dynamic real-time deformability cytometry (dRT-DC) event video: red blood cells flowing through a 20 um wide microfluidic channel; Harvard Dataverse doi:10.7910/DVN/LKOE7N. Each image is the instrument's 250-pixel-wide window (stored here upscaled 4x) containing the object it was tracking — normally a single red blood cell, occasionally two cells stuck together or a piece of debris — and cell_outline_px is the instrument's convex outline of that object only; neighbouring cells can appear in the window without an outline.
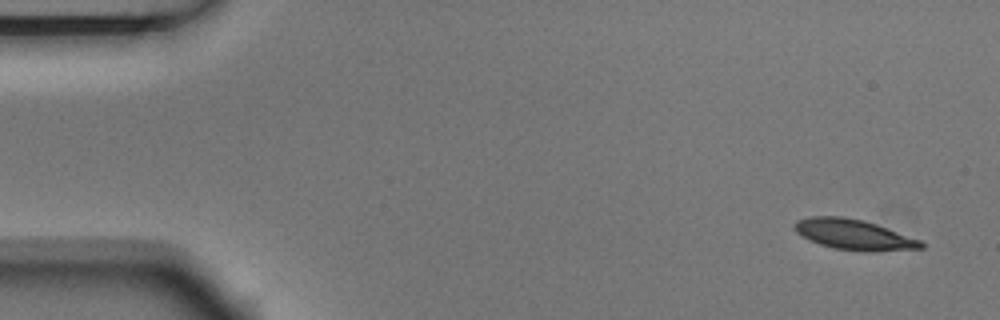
{"species": "Egyptian fruit bat (a non-hibernating species)", "species_latin": "Rousettus aegyptiacus", "temperature_condition": "room temperature", "stored_images_in_passage": 6, "camera_frame_rate_fps": 3000, "um_per_image_px": 0.085, "animal": {"sex": "male"}, "frame": {"image": 1, "passage_image": 1, "time_ms": 0.0, "image_size_px": [1000, 320], "cell_outline_px": [[924, 248], [876, 252], [868, 252], [836, 248], [820, 244], [796, 232], [792, 228], [796, 220], [812, 216], [844, 216], [864, 220], [876, 224], [920, 240], [924, 244]], "centroid_in_image_um": [72.59, 19.93], "position_along_channel_um": 12.4, "area_um2": 22.31}}
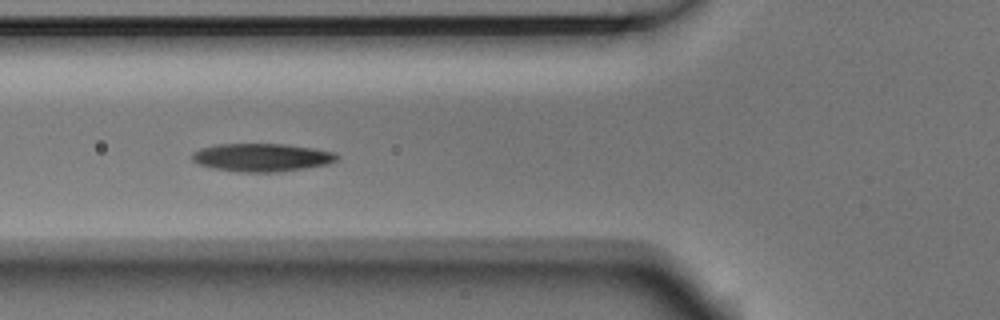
{"frame": {"image": 2, "passage_image": 6, "time_ms": 1.667, "image_size_px": [1000, 320], "cell_outline_px": [[340, 160], [328, 164], [280, 172], [240, 172], [212, 168], [200, 164], [192, 160], [192, 152], [200, 148], [216, 144], [284, 144], [312, 148], [336, 152], [340, 156]], "centroid_in_image_um": [22.28, 13.38], "position_along_channel_um": 103.5, "area_um2": 23.87}}